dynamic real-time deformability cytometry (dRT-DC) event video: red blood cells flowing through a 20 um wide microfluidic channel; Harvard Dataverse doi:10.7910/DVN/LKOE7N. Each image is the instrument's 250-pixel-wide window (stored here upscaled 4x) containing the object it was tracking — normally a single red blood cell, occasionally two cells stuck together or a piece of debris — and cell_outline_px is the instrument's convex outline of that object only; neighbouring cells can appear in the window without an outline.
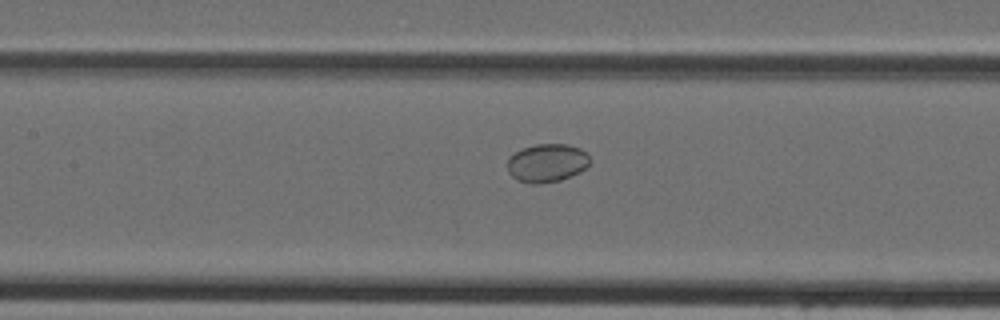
{"species": "Egyptian fruit bat (a non-hibernating species)", "species_latin": "Rousettus aegyptiacus", "temperature_condition": "cold", "stored_images_in_passage": 44, "camera_frame_rate_fps": 3000, "um_per_image_px": 0.085, "animal": {"sex": "female"}, "frame": {"image": 1, "passage_image": 20, "time_ms": 6.333, "image_size_px": [1000, 320], "cell_outline_px": [[592, 160], [580, 172], [560, 180], [540, 184], [532, 184], [516, 180], [508, 172], [508, 156], [524, 148], [536, 144], [568, 144], [580, 148], [588, 152]], "centroid_in_image_um": [46.51, 13.85], "position_along_channel_um": 160.9, "area_um2": 18.61}}
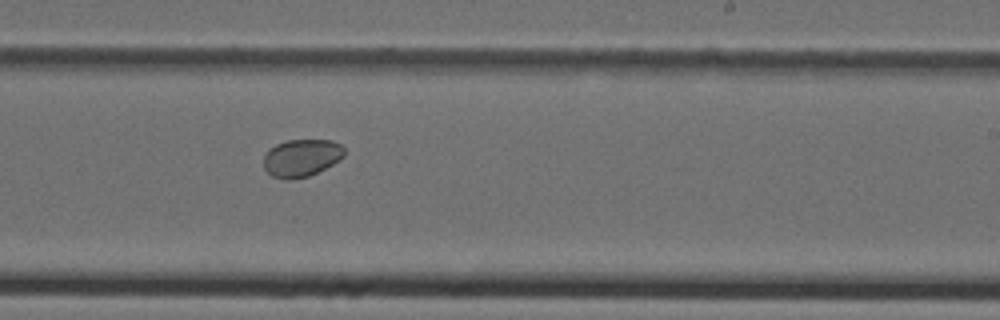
{"frame": {"image": 2, "passage_image": 27, "time_ms": 8.667, "image_size_px": [1000, 320], "cell_outline_px": [[344, 156], [340, 160], [308, 176], [292, 180], [284, 180], [272, 176], [264, 168], [264, 156], [268, 148], [276, 144], [288, 140], [332, 140], [340, 144], [344, 148]], "centroid_in_image_um": [25.6, 13.42], "position_along_channel_um": 263.4, "area_um2": 17.69}}
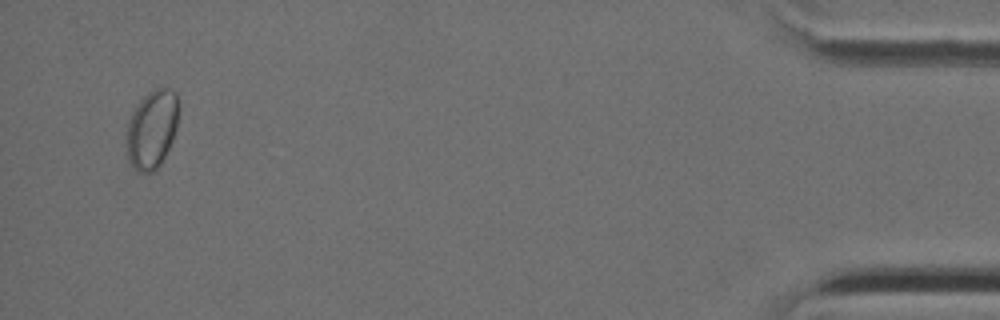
{"frame": {"image": 3, "passage_image": 43, "time_ms": 14.0, "image_size_px": [1000, 320], "cell_outline_px": [[180, 108], [176, 128], [172, 140], [160, 164], [152, 172], [136, 172], [132, 168], [128, 160], [128, 120], [132, 112], [140, 100], [152, 88], [172, 88], [176, 92], [180, 100]], "centroid_in_image_um": [12.95, 10.93], "position_along_channel_um": 422.2, "area_um2": 23.99}}